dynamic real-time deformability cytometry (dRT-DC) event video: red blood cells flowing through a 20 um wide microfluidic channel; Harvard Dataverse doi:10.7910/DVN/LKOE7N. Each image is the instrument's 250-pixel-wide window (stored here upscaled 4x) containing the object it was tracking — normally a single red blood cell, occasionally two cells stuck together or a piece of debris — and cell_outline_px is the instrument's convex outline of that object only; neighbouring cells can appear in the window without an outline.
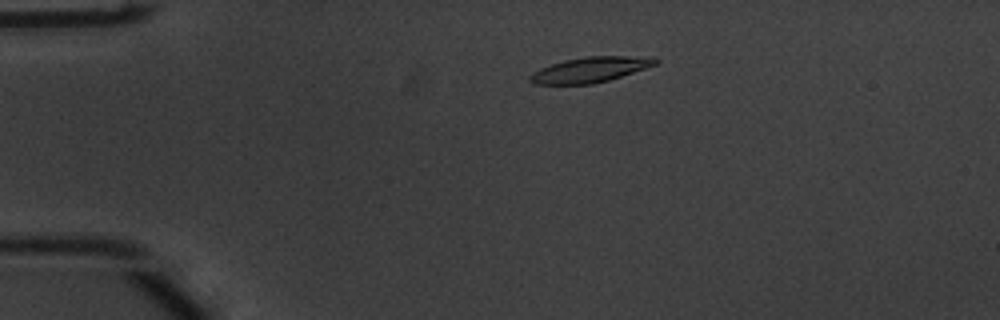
{"species": "common noctule bat (a hibernating species)", "species_latin": "Nyctalus noctula", "temperature_condition": "warm", "stored_images_in_passage": 51, "camera_frame_rate_fps": 3000, "um_per_image_px": 0.085, "animal": {"sex": "male", "body_mass_g": 20.1, "forearm_length_mm": 53.5}, "frame": {"image": 1, "passage_image": 9, "time_ms": 2.667, "image_size_px": [1000, 320], "cell_outline_px": [[660, 60], [656, 64], [608, 80], [592, 84], [536, 84], [528, 80], [528, 76], [532, 72], [540, 68], [564, 60], [588, 56], [652, 56]], "centroid_in_image_um": [50.15, 5.91], "position_along_channel_um": 34.9, "area_um2": 18.38}}
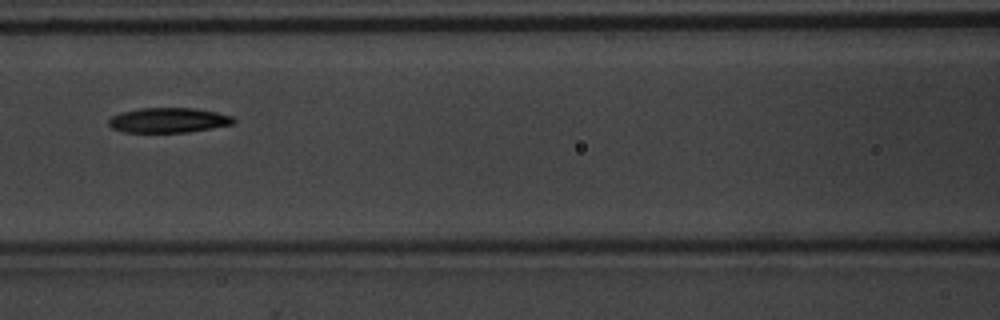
{"frame": {"image": 2, "passage_image": 22, "time_ms": 7.0, "image_size_px": [1000, 320], "cell_outline_px": [[236, 120], [232, 124], [188, 132], [124, 132], [112, 128], [108, 124], [108, 120], [112, 116], [124, 112], [140, 108], [196, 108], [216, 112], [232, 116]], "centroid_in_image_um": [14.32, 10.21], "position_along_channel_um": 152.3, "area_um2": 17.98}}
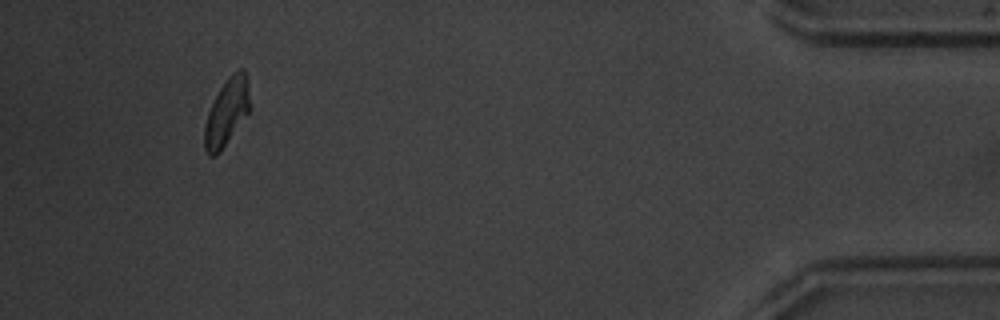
{"frame": {"image": 3, "passage_image": 48, "time_ms": 15.667, "image_size_px": [1000, 320], "cell_outline_px": [[252, 108], [220, 152], [216, 156], [208, 156], [204, 148], [204, 128], [208, 112], [220, 88], [228, 76], [232, 72], [240, 68], [244, 68], [248, 84]], "centroid_in_image_um": [19.3, 9.53], "position_along_channel_um": 415.9, "area_um2": 17.92}, "authors_computed_cell_mechanics": {"area_um2": 18.2648, "velocity_mm_per_s": 3.7662, "shape_relaxation_time_tau1_ms": 2.9657, "shape_relaxation_time_tau2_ms": null, "deformation_change_tau1": 0.1544, "deformation_change_tau2": null}}